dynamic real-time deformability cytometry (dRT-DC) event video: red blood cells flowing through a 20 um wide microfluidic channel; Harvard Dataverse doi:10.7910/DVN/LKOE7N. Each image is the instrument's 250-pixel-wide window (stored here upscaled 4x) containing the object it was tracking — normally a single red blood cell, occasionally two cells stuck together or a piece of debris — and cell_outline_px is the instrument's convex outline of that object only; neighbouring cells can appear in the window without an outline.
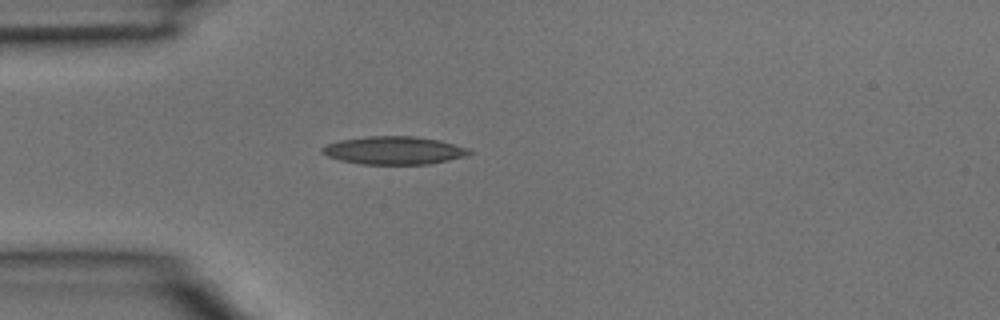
{"species": "common noctule bat (a hibernating species)", "species_latin": "Nyctalus noctula", "temperature_condition": "room temperature", "stored_images_in_passage": 2, "camera_frame_rate_fps": 3000, "um_per_image_px": 0.085, "animal": {"sex": "male", "body_mass_g": 15.6}, "frame": {"image": 1, "passage_image": 2, "time_ms": 0.333, "image_size_px": [1000, 320], "cell_outline_px": [[472, 152], [464, 156], [448, 160], [428, 164], [360, 164], [340, 160], [328, 156], [320, 152], [320, 148], [324, 144], [340, 140], [368, 136], [416, 136], [440, 140], [468, 148]], "centroid_in_image_um": [33.44, 12.78], "position_along_channel_um": 51.6, "area_um2": 24.04}}